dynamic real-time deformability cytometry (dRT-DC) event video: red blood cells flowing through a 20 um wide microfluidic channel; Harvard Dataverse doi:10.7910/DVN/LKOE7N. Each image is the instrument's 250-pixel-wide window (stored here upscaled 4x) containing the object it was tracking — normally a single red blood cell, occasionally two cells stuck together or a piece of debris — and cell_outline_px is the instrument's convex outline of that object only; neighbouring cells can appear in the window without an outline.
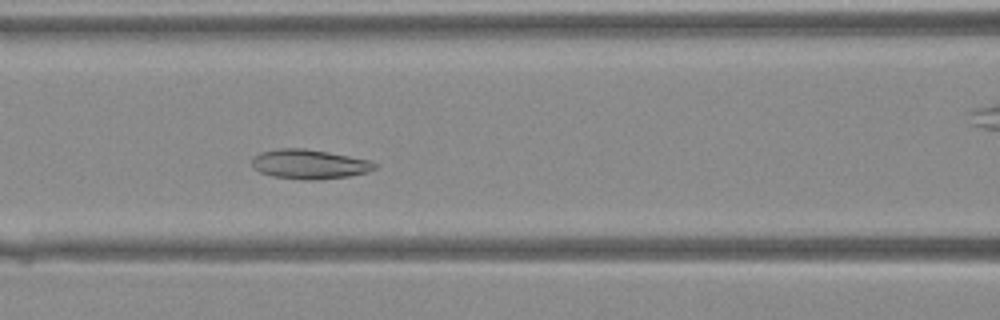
{"species": "Egyptian fruit bat (a non-hibernating species)", "species_latin": "Rousettus aegyptiacus", "temperature_condition": "warm", "stored_images_in_passage": 32, "camera_frame_rate_fps": 3000, "um_per_image_px": 0.085, "animal": {"sex": "female"}, "frame": {"image": 1, "passage_image": 8, "time_ms": 2.333, "image_size_px": [1000, 320], "cell_outline_px": [[380, 164], [376, 168], [368, 172], [348, 176], [316, 180], [304, 180], [272, 176], [260, 172], [252, 168], [252, 156], [260, 152], [276, 148], [304, 148], [328, 152], [368, 160]], "centroid_in_image_um": [26.26, 13.95], "position_along_channel_um": 140.3, "area_um2": 21.27}}
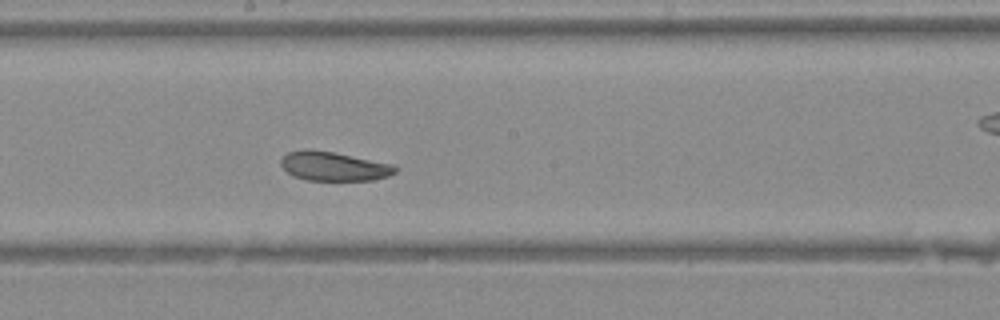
{"frame": {"image": 2, "passage_image": 13, "time_ms": 4.0, "image_size_px": [1000, 320], "cell_outline_px": [[396, 172], [388, 176], [372, 180], [308, 180], [292, 176], [280, 164], [280, 160], [288, 152], [308, 148], [332, 152], [396, 164]], "centroid_in_image_um": [28.38, 14.13], "position_along_channel_um": 219.8, "area_um2": 19.42}}
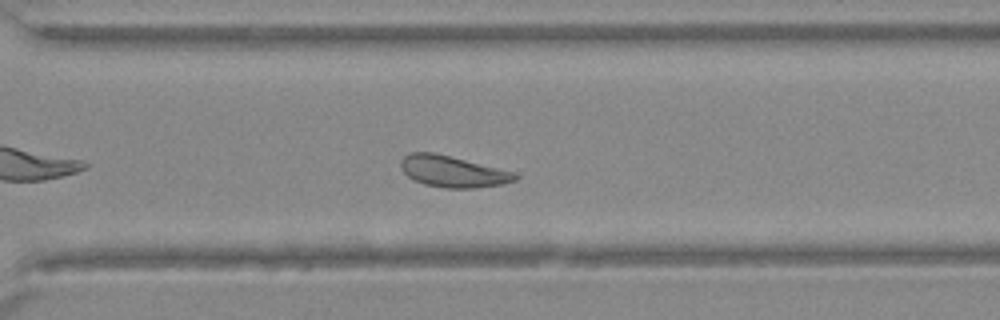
{"frame": {"image": 3, "passage_image": 20, "time_ms": 6.333, "image_size_px": [1000, 320], "cell_outline_px": [[520, 176], [516, 180], [500, 184], [472, 188], [444, 188], [424, 184], [408, 176], [400, 168], [400, 160], [404, 156], [412, 152], [432, 152], [516, 172]], "centroid_in_image_um": [38.48, 14.57], "position_along_channel_um": 332.1, "area_um2": 20.69}}